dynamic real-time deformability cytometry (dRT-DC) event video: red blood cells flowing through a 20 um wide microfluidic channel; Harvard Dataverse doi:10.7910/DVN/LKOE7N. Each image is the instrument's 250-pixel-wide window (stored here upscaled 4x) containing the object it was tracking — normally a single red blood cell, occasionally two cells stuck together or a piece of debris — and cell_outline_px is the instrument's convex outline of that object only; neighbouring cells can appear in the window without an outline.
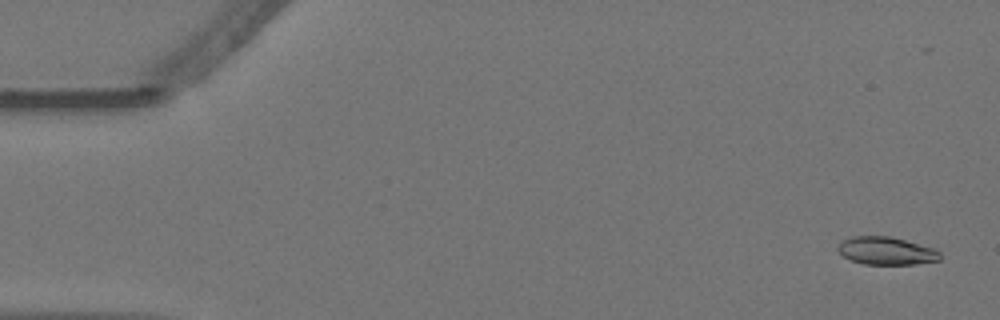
{"species": "Egyptian fruit bat (a non-hibernating species)", "species_latin": "Rousettus aegyptiacus", "temperature_condition": "warm", "stored_images_in_passage": 57, "camera_frame_rate_fps": 3000, "um_per_image_px": 0.085, "animal": {"sex": "female"}, "frame": {"image": 1, "passage_image": 2, "time_ms": 0.333, "image_size_px": [1000, 320], "cell_outline_px": [[940, 260], [916, 264], [864, 264], [852, 260], [844, 256], [836, 248], [844, 240], [852, 236], [892, 236], [936, 248], [940, 252]], "centroid_in_image_um": [75.38, 21.31], "position_along_channel_um": 9.6, "area_um2": 16.59}}
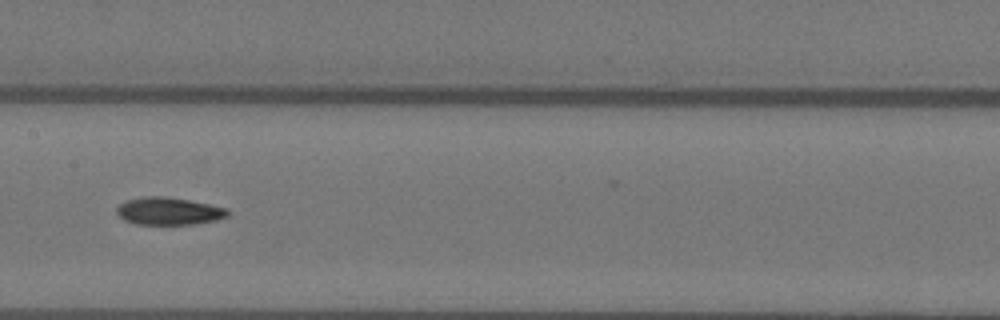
{"frame": {"image": 2, "passage_image": 28, "time_ms": 9.0, "image_size_px": [1000, 320], "cell_outline_px": [[228, 216], [216, 220], [196, 224], [136, 224], [124, 220], [116, 212], [116, 208], [120, 204], [128, 200], [148, 196], [164, 196], [188, 200], [228, 208]], "centroid_in_image_um": [14.35, 17.95], "position_along_channel_um": 193.0, "area_um2": 17.63}}
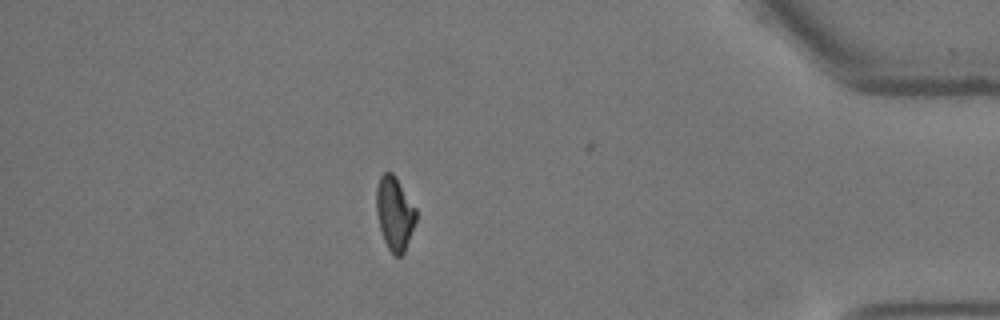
{"frame": {"image": 3, "passage_image": 49, "time_ms": 16.0, "image_size_px": [1000, 320], "cell_outline_px": [[416, 220], [404, 252], [400, 256], [396, 256], [388, 248], [384, 240], [380, 228], [376, 212], [376, 188], [380, 176], [384, 172], [392, 172], [396, 176], [416, 208]], "centroid_in_image_um": [33.53, 18.1], "position_along_channel_um": 401.7, "area_um2": 16.94}, "authors_computed_cell_mechanics": {"area_um2": 17.629, "velocity_mm_per_s": 3.5892, "shape_relaxation_time_tau1_ms": null, "shape_relaxation_time_tau2_ms": 11.2344, "deformation_change_tau1": null, "deformation_change_tau2": 0.1792}}